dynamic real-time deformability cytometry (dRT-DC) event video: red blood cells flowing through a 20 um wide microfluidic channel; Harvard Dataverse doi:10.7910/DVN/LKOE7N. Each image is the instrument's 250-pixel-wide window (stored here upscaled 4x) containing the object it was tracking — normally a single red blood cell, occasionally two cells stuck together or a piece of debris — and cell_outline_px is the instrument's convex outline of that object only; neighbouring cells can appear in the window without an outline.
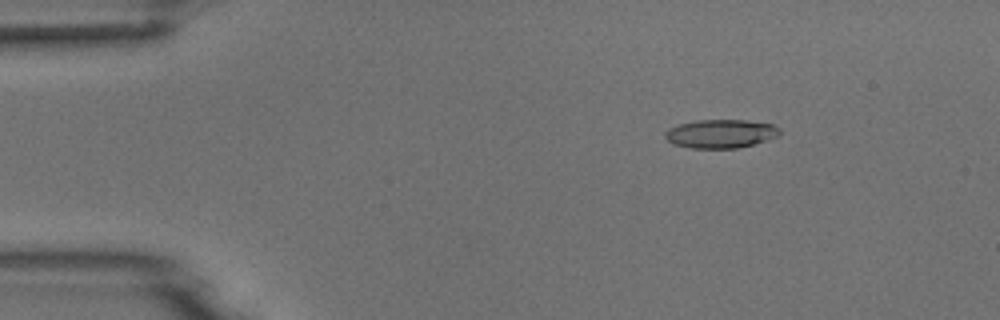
{"species": "common noctule bat (a hibernating species)", "species_latin": "Nyctalus noctula", "temperature_condition": "room temperature", "stored_images_in_passage": 5, "camera_frame_rate_fps": 3000, "um_per_image_px": 0.085, "animal": {"sex": "male", "body_mass_g": 18.8}, "frame": {"image": 1, "passage_image": 3, "time_ms": 2.333, "image_size_px": [1000, 320], "cell_outline_px": [[780, 132], [776, 136], [740, 148], [692, 148], [672, 144], [664, 136], [664, 132], [668, 128], [680, 124], [696, 120], [744, 120], [772, 124], [780, 128]], "centroid_in_image_um": [61.21, 11.36], "position_along_channel_um": 23.8, "area_um2": 18.96}}